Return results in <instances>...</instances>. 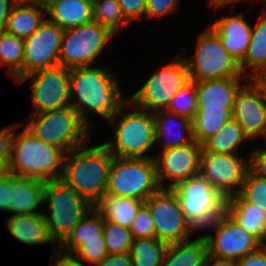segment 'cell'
<instances>
[{
	"instance_id": "cell-1",
	"label": "cell",
	"mask_w": 266,
	"mask_h": 266,
	"mask_svg": "<svg viewBox=\"0 0 266 266\" xmlns=\"http://www.w3.org/2000/svg\"><path fill=\"white\" fill-rule=\"evenodd\" d=\"M118 82L108 68L85 66L70 69V106L90 128L88 111L109 121L128 100L122 96ZM75 97L77 99L73 100Z\"/></svg>"
},
{
	"instance_id": "cell-2",
	"label": "cell",
	"mask_w": 266,
	"mask_h": 266,
	"mask_svg": "<svg viewBox=\"0 0 266 266\" xmlns=\"http://www.w3.org/2000/svg\"><path fill=\"white\" fill-rule=\"evenodd\" d=\"M89 145L86 143L65 155L60 180L94 206L106 194L114 156L103 143Z\"/></svg>"
},
{
	"instance_id": "cell-3",
	"label": "cell",
	"mask_w": 266,
	"mask_h": 266,
	"mask_svg": "<svg viewBox=\"0 0 266 266\" xmlns=\"http://www.w3.org/2000/svg\"><path fill=\"white\" fill-rule=\"evenodd\" d=\"M21 126L22 123L14 124L10 173L44 182L60 180L66 153L38 139L25 127L16 134V129Z\"/></svg>"
},
{
	"instance_id": "cell-4",
	"label": "cell",
	"mask_w": 266,
	"mask_h": 266,
	"mask_svg": "<svg viewBox=\"0 0 266 266\" xmlns=\"http://www.w3.org/2000/svg\"><path fill=\"white\" fill-rule=\"evenodd\" d=\"M129 106L131 110L123 113L124 107ZM109 122L117 125L114 139L103 144L114 157L154 158L146 153L155 145L153 112L137 108L127 100Z\"/></svg>"
},
{
	"instance_id": "cell-5",
	"label": "cell",
	"mask_w": 266,
	"mask_h": 266,
	"mask_svg": "<svg viewBox=\"0 0 266 266\" xmlns=\"http://www.w3.org/2000/svg\"><path fill=\"white\" fill-rule=\"evenodd\" d=\"M26 129L43 142L62 149L66 154L89 143L91 128L71 106L33 114Z\"/></svg>"
},
{
	"instance_id": "cell-6",
	"label": "cell",
	"mask_w": 266,
	"mask_h": 266,
	"mask_svg": "<svg viewBox=\"0 0 266 266\" xmlns=\"http://www.w3.org/2000/svg\"><path fill=\"white\" fill-rule=\"evenodd\" d=\"M177 196L186 220L196 230L208 226L226 211L227 199L199 173L170 188Z\"/></svg>"
},
{
	"instance_id": "cell-7",
	"label": "cell",
	"mask_w": 266,
	"mask_h": 266,
	"mask_svg": "<svg viewBox=\"0 0 266 266\" xmlns=\"http://www.w3.org/2000/svg\"><path fill=\"white\" fill-rule=\"evenodd\" d=\"M49 214H44L49 236L60 245L92 205L61 180L45 182L44 201ZM50 215V216H48Z\"/></svg>"
},
{
	"instance_id": "cell-8",
	"label": "cell",
	"mask_w": 266,
	"mask_h": 266,
	"mask_svg": "<svg viewBox=\"0 0 266 266\" xmlns=\"http://www.w3.org/2000/svg\"><path fill=\"white\" fill-rule=\"evenodd\" d=\"M195 54L184 57L189 79L195 82L245 78L235 60L222 46L219 37L209 28L198 35Z\"/></svg>"
},
{
	"instance_id": "cell-9",
	"label": "cell",
	"mask_w": 266,
	"mask_h": 266,
	"mask_svg": "<svg viewBox=\"0 0 266 266\" xmlns=\"http://www.w3.org/2000/svg\"><path fill=\"white\" fill-rule=\"evenodd\" d=\"M160 189L154 158H113L106 194L146 201Z\"/></svg>"
},
{
	"instance_id": "cell-10",
	"label": "cell",
	"mask_w": 266,
	"mask_h": 266,
	"mask_svg": "<svg viewBox=\"0 0 266 266\" xmlns=\"http://www.w3.org/2000/svg\"><path fill=\"white\" fill-rule=\"evenodd\" d=\"M189 80L186 61L183 55L177 54L169 64L159 66L128 101L149 112L165 110L172 97Z\"/></svg>"
},
{
	"instance_id": "cell-11",
	"label": "cell",
	"mask_w": 266,
	"mask_h": 266,
	"mask_svg": "<svg viewBox=\"0 0 266 266\" xmlns=\"http://www.w3.org/2000/svg\"><path fill=\"white\" fill-rule=\"evenodd\" d=\"M112 36L113 33L94 21L64 30L60 65L68 69L91 66Z\"/></svg>"
},
{
	"instance_id": "cell-12",
	"label": "cell",
	"mask_w": 266,
	"mask_h": 266,
	"mask_svg": "<svg viewBox=\"0 0 266 266\" xmlns=\"http://www.w3.org/2000/svg\"><path fill=\"white\" fill-rule=\"evenodd\" d=\"M145 205L154 220L155 238L167 244L187 241L196 231L186 220L176 194L170 188H161L152 194Z\"/></svg>"
},
{
	"instance_id": "cell-13",
	"label": "cell",
	"mask_w": 266,
	"mask_h": 266,
	"mask_svg": "<svg viewBox=\"0 0 266 266\" xmlns=\"http://www.w3.org/2000/svg\"><path fill=\"white\" fill-rule=\"evenodd\" d=\"M30 79L32 114L58 110L70 106V69L61 65L32 72L16 83Z\"/></svg>"
},
{
	"instance_id": "cell-14",
	"label": "cell",
	"mask_w": 266,
	"mask_h": 266,
	"mask_svg": "<svg viewBox=\"0 0 266 266\" xmlns=\"http://www.w3.org/2000/svg\"><path fill=\"white\" fill-rule=\"evenodd\" d=\"M248 159L239 154H221L201 151L199 173L222 196L229 199L240 193L249 171ZM239 187V188H238Z\"/></svg>"
},
{
	"instance_id": "cell-15",
	"label": "cell",
	"mask_w": 266,
	"mask_h": 266,
	"mask_svg": "<svg viewBox=\"0 0 266 266\" xmlns=\"http://www.w3.org/2000/svg\"><path fill=\"white\" fill-rule=\"evenodd\" d=\"M216 235L205 234L208 255L237 261L243 256L256 251L262 244L226 211L209 226Z\"/></svg>"
},
{
	"instance_id": "cell-16",
	"label": "cell",
	"mask_w": 266,
	"mask_h": 266,
	"mask_svg": "<svg viewBox=\"0 0 266 266\" xmlns=\"http://www.w3.org/2000/svg\"><path fill=\"white\" fill-rule=\"evenodd\" d=\"M232 118L251 139L262 136L266 140V81L248 79L238 90Z\"/></svg>"
},
{
	"instance_id": "cell-17",
	"label": "cell",
	"mask_w": 266,
	"mask_h": 266,
	"mask_svg": "<svg viewBox=\"0 0 266 266\" xmlns=\"http://www.w3.org/2000/svg\"><path fill=\"white\" fill-rule=\"evenodd\" d=\"M64 30L47 18L24 40L22 77L60 65L59 55Z\"/></svg>"
},
{
	"instance_id": "cell-18",
	"label": "cell",
	"mask_w": 266,
	"mask_h": 266,
	"mask_svg": "<svg viewBox=\"0 0 266 266\" xmlns=\"http://www.w3.org/2000/svg\"><path fill=\"white\" fill-rule=\"evenodd\" d=\"M202 145L196 141L185 146L160 151L154 157L157 180L161 188H172L176 183L199 174ZM171 183L165 187L164 182Z\"/></svg>"
},
{
	"instance_id": "cell-19",
	"label": "cell",
	"mask_w": 266,
	"mask_h": 266,
	"mask_svg": "<svg viewBox=\"0 0 266 266\" xmlns=\"http://www.w3.org/2000/svg\"><path fill=\"white\" fill-rule=\"evenodd\" d=\"M208 27L219 37L225 50L240 63L247 52L253 28L244 15L223 16Z\"/></svg>"
},
{
	"instance_id": "cell-20",
	"label": "cell",
	"mask_w": 266,
	"mask_h": 266,
	"mask_svg": "<svg viewBox=\"0 0 266 266\" xmlns=\"http://www.w3.org/2000/svg\"><path fill=\"white\" fill-rule=\"evenodd\" d=\"M44 189V181L10 173V204H7V212L13 216L40 214L37 209L44 201Z\"/></svg>"
},
{
	"instance_id": "cell-21",
	"label": "cell",
	"mask_w": 266,
	"mask_h": 266,
	"mask_svg": "<svg viewBox=\"0 0 266 266\" xmlns=\"http://www.w3.org/2000/svg\"><path fill=\"white\" fill-rule=\"evenodd\" d=\"M153 119H154L155 143H158V141L165 139L164 141H161L162 142L161 151L170 148L185 146L195 141L194 136L192 135L191 132L189 118L177 115L175 113H171L167 110H159L153 112ZM173 119L175 120L177 119L178 123H176L177 121L176 122L174 121L175 122L174 123ZM172 126L174 129L172 128ZM175 128L177 129L175 130ZM177 130L179 132L176 134L175 132ZM166 137L168 138L167 140Z\"/></svg>"
},
{
	"instance_id": "cell-22",
	"label": "cell",
	"mask_w": 266,
	"mask_h": 266,
	"mask_svg": "<svg viewBox=\"0 0 266 266\" xmlns=\"http://www.w3.org/2000/svg\"><path fill=\"white\" fill-rule=\"evenodd\" d=\"M46 17L63 30L93 21L92 0H48Z\"/></svg>"
},
{
	"instance_id": "cell-23",
	"label": "cell",
	"mask_w": 266,
	"mask_h": 266,
	"mask_svg": "<svg viewBox=\"0 0 266 266\" xmlns=\"http://www.w3.org/2000/svg\"><path fill=\"white\" fill-rule=\"evenodd\" d=\"M240 70L248 79H264L266 77V9L252 28L247 52L239 63ZM251 68V73L248 69ZM253 71V73H252Z\"/></svg>"
},
{
	"instance_id": "cell-24",
	"label": "cell",
	"mask_w": 266,
	"mask_h": 266,
	"mask_svg": "<svg viewBox=\"0 0 266 266\" xmlns=\"http://www.w3.org/2000/svg\"><path fill=\"white\" fill-rule=\"evenodd\" d=\"M243 79L226 78L196 82L197 106L233 108L238 90L246 82L245 80H248Z\"/></svg>"
},
{
	"instance_id": "cell-25",
	"label": "cell",
	"mask_w": 266,
	"mask_h": 266,
	"mask_svg": "<svg viewBox=\"0 0 266 266\" xmlns=\"http://www.w3.org/2000/svg\"><path fill=\"white\" fill-rule=\"evenodd\" d=\"M5 224L12 236L25 245L53 244L43 213L11 215L5 218Z\"/></svg>"
},
{
	"instance_id": "cell-26",
	"label": "cell",
	"mask_w": 266,
	"mask_h": 266,
	"mask_svg": "<svg viewBox=\"0 0 266 266\" xmlns=\"http://www.w3.org/2000/svg\"><path fill=\"white\" fill-rule=\"evenodd\" d=\"M226 212L262 245H266V214L239 194L226 201Z\"/></svg>"
},
{
	"instance_id": "cell-27",
	"label": "cell",
	"mask_w": 266,
	"mask_h": 266,
	"mask_svg": "<svg viewBox=\"0 0 266 266\" xmlns=\"http://www.w3.org/2000/svg\"><path fill=\"white\" fill-rule=\"evenodd\" d=\"M232 110L224 106H197L196 114L190 119L194 140L202 145L215 135L232 118Z\"/></svg>"
},
{
	"instance_id": "cell-28",
	"label": "cell",
	"mask_w": 266,
	"mask_h": 266,
	"mask_svg": "<svg viewBox=\"0 0 266 266\" xmlns=\"http://www.w3.org/2000/svg\"><path fill=\"white\" fill-rule=\"evenodd\" d=\"M145 201L132 197L104 194L93 206L103 219L129 228Z\"/></svg>"
},
{
	"instance_id": "cell-29",
	"label": "cell",
	"mask_w": 266,
	"mask_h": 266,
	"mask_svg": "<svg viewBox=\"0 0 266 266\" xmlns=\"http://www.w3.org/2000/svg\"><path fill=\"white\" fill-rule=\"evenodd\" d=\"M45 17L44 5L16 2L8 17L6 32L25 40L40 27Z\"/></svg>"
},
{
	"instance_id": "cell-30",
	"label": "cell",
	"mask_w": 266,
	"mask_h": 266,
	"mask_svg": "<svg viewBox=\"0 0 266 266\" xmlns=\"http://www.w3.org/2000/svg\"><path fill=\"white\" fill-rule=\"evenodd\" d=\"M208 245L202 236L192 240L168 244L161 266H204Z\"/></svg>"
},
{
	"instance_id": "cell-31",
	"label": "cell",
	"mask_w": 266,
	"mask_h": 266,
	"mask_svg": "<svg viewBox=\"0 0 266 266\" xmlns=\"http://www.w3.org/2000/svg\"><path fill=\"white\" fill-rule=\"evenodd\" d=\"M103 227L104 219L102 215L92 206L59 245V251L73 254L84 244V241L100 240V235H103Z\"/></svg>"
},
{
	"instance_id": "cell-32",
	"label": "cell",
	"mask_w": 266,
	"mask_h": 266,
	"mask_svg": "<svg viewBox=\"0 0 266 266\" xmlns=\"http://www.w3.org/2000/svg\"><path fill=\"white\" fill-rule=\"evenodd\" d=\"M247 140L249 137L244 129L231 118L215 135L202 144V150L212 153L238 154L236 151Z\"/></svg>"
},
{
	"instance_id": "cell-33",
	"label": "cell",
	"mask_w": 266,
	"mask_h": 266,
	"mask_svg": "<svg viewBox=\"0 0 266 266\" xmlns=\"http://www.w3.org/2000/svg\"><path fill=\"white\" fill-rule=\"evenodd\" d=\"M24 40L7 32L0 33V65L8 66L9 76L17 82L22 78Z\"/></svg>"
},
{
	"instance_id": "cell-34",
	"label": "cell",
	"mask_w": 266,
	"mask_h": 266,
	"mask_svg": "<svg viewBox=\"0 0 266 266\" xmlns=\"http://www.w3.org/2000/svg\"><path fill=\"white\" fill-rule=\"evenodd\" d=\"M167 246L155 237L133 240L130 249L132 266H161Z\"/></svg>"
},
{
	"instance_id": "cell-35",
	"label": "cell",
	"mask_w": 266,
	"mask_h": 266,
	"mask_svg": "<svg viewBox=\"0 0 266 266\" xmlns=\"http://www.w3.org/2000/svg\"><path fill=\"white\" fill-rule=\"evenodd\" d=\"M93 21L117 34L121 26L129 24L118 0H92Z\"/></svg>"
},
{
	"instance_id": "cell-36",
	"label": "cell",
	"mask_w": 266,
	"mask_h": 266,
	"mask_svg": "<svg viewBox=\"0 0 266 266\" xmlns=\"http://www.w3.org/2000/svg\"><path fill=\"white\" fill-rule=\"evenodd\" d=\"M103 236L108 255L130 252L133 238L129 228L104 219Z\"/></svg>"
},
{
	"instance_id": "cell-37",
	"label": "cell",
	"mask_w": 266,
	"mask_h": 266,
	"mask_svg": "<svg viewBox=\"0 0 266 266\" xmlns=\"http://www.w3.org/2000/svg\"><path fill=\"white\" fill-rule=\"evenodd\" d=\"M165 110L191 119L197 111L196 82L189 80L185 83L172 97Z\"/></svg>"
},
{
	"instance_id": "cell-38",
	"label": "cell",
	"mask_w": 266,
	"mask_h": 266,
	"mask_svg": "<svg viewBox=\"0 0 266 266\" xmlns=\"http://www.w3.org/2000/svg\"><path fill=\"white\" fill-rule=\"evenodd\" d=\"M239 195L266 214V179L254 175L249 170Z\"/></svg>"
},
{
	"instance_id": "cell-39",
	"label": "cell",
	"mask_w": 266,
	"mask_h": 266,
	"mask_svg": "<svg viewBox=\"0 0 266 266\" xmlns=\"http://www.w3.org/2000/svg\"><path fill=\"white\" fill-rule=\"evenodd\" d=\"M133 240L155 237L154 220L149 208L144 204L129 227Z\"/></svg>"
},
{
	"instance_id": "cell-40",
	"label": "cell",
	"mask_w": 266,
	"mask_h": 266,
	"mask_svg": "<svg viewBox=\"0 0 266 266\" xmlns=\"http://www.w3.org/2000/svg\"><path fill=\"white\" fill-rule=\"evenodd\" d=\"M73 255L93 265L100 263L108 255L104 236L100 235V240L84 241Z\"/></svg>"
},
{
	"instance_id": "cell-41",
	"label": "cell",
	"mask_w": 266,
	"mask_h": 266,
	"mask_svg": "<svg viewBox=\"0 0 266 266\" xmlns=\"http://www.w3.org/2000/svg\"><path fill=\"white\" fill-rule=\"evenodd\" d=\"M180 0H146L145 17L148 19L161 18L178 12Z\"/></svg>"
},
{
	"instance_id": "cell-42",
	"label": "cell",
	"mask_w": 266,
	"mask_h": 266,
	"mask_svg": "<svg viewBox=\"0 0 266 266\" xmlns=\"http://www.w3.org/2000/svg\"><path fill=\"white\" fill-rule=\"evenodd\" d=\"M118 3L123 15L129 23L144 19L146 0H118Z\"/></svg>"
},
{
	"instance_id": "cell-43",
	"label": "cell",
	"mask_w": 266,
	"mask_h": 266,
	"mask_svg": "<svg viewBox=\"0 0 266 266\" xmlns=\"http://www.w3.org/2000/svg\"><path fill=\"white\" fill-rule=\"evenodd\" d=\"M249 170L254 175L266 179V147L249 153Z\"/></svg>"
},
{
	"instance_id": "cell-44",
	"label": "cell",
	"mask_w": 266,
	"mask_h": 266,
	"mask_svg": "<svg viewBox=\"0 0 266 266\" xmlns=\"http://www.w3.org/2000/svg\"><path fill=\"white\" fill-rule=\"evenodd\" d=\"M14 136V124L0 129V161L11 159L12 145Z\"/></svg>"
},
{
	"instance_id": "cell-45",
	"label": "cell",
	"mask_w": 266,
	"mask_h": 266,
	"mask_svg": "<svg viewBox=\"0 0 266 266\" xmlns=\"http://www.w3.org/2000/svg\"><path fill=\"white\" fill-rule=\"evenodd\" d=\"M236 266H266V245H261L256 251L243 256L235 262Z\"/></svg>"
},
{
	"instance_id": "cell-46",
	"label": "cell",
	"mask_w": 266,
	"mask_h": 266,
	"mask_svg": "<svg viewBox=\"0 0 266 266\" xmlns=\"http://www.w3.org/2000/svg\"><path fill=\"white\" fill-rule=\"evenodd\" d=\"M56 252L53 254L55 258L52 266H84L80 259H77L73 254H67L59 251V247L52 246ZM60 254V255H59Z\"/></svg>"
},
{
	"instance_id": "cell-47",
	"label": "cell",
	"mask_w": 266,
	"mask_h": 266,
	"mask_svg": "<svg viewBox=\"0 0 266 266\" xmlns=\"http://www.w3.org/2000/svg\"><path fill=\"white\" fill-rule=\"evenodd\" d=\"M96 266H132L130 252L122 254L107 255Z\"/></svg>"
},
{
	"instance_id": "cell-48",
	"label": "cell",
	"mask_w": 266,
	"mask_h": 266,
	"mask_svg": "<svg viewBox=\"0 0 266 266\" xmlns=\"http://www.w3.org/2000/svg\"><path fill=\"white\" fill-rule=\"evenodd\" d=\"M16 0H0V33L6 32L8 17Z\"/></svg>"
},
{
	"instance_id": "cell-49",
	"label": "cell",
	"mask_w": 266,
	"mask_h": 266,
	"mask_svg": "<svg viewBox=\"0 0 266 266\" xmlns=\"http://www.w3.org/2000/svg\"><path fill=\"white\" fill-rule=\"evenodd\" d=\"M10 204V174L0 180V210L7 212Z\"/></svg>"
},
{
	"instance_id": "cell-50",
	"label": "cell",
	"mask_w": 266,
	"mask_h": 266,
	"mask_svg": "<svg viewBox=\"0 0 266 266\" xmlns=\"http://www.w3.org/2000/svg\"><path fill=\"white\" fill-rule=\"evenodd\" d=\"M204 266H236L235 261L208 255Z\"/></svg>"
},
{
	"instance_id": "cell-51",
	"label": "cell",
	"mask_w": 266,
	"mask_h": 266,
	"mask_svg": "<svg viewBox=\"0 0 266 266\" xmlns=\"http://www.w3.org/2000/svg\"><path fill=\"white\" fill-rule=\"evenodd\" d=\"M239 1L241 2L242 0H210V6L214 8H223V6L225 7L228 4L238 3Z\"/></svg>"
},
{
	"instance_id": "cell-52",
	"label": "cell",
	"mask_w": 266,
	"mask_h": 266,
	"mask_svg": "<svg viewBox=\"0 0 266 266\" xmlns=\"http://www.w3.org/2000/svg\"><path fill=\"white\" fill-rule=\"evenodd\" d=\"M16 2L19 3H36V4H41V5H46L48 0H16Z\"/></svg>"
}]
</instances>
